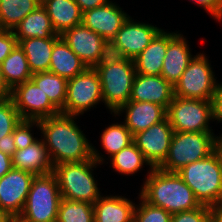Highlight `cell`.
<instances>
[{"label": "cell", "instance_id": "obj_3", "mask_svg": "<svg viewBox=\"0 0 222 222\" xmlns=\"http://www.w3.org/2000/svg\"><path fill=\"white\" fill-rule=\"evenodd\" d=\"M94 68L100 77L103 102L115 113L130 100L136 76L134 60L109 54Z\"/></svg>", "mask_w": 222, "mask_h": 222}, {"label": "cell", "instance_id": "obj_11", "mask_svg": "<svg viewBox=\"0 0 222 222\" xmlns=\"http://www.w3.org/2000/svg\"><path fill=\"white\" fill-rule=\"evenodd\" d=\"M162 29L143 22H134L129 16L109 43V53L134 60Z\"/></svg>", "mask_w": 222, "mask_h": 222}, {"label": "cell", "instance_id": "obj_34", "mask_svg": "<svg viewBox=\"0 0 222 222\" xmlns=\"http://www.w3.org/2000/svg\"><path fill=\"white\" fill-rule=\"evenodd\" d=\"M140 201L139 206H135L133 222H171V213L149 204L141 196Z\"/></svg>", "mask_w": 222, "mask_h": 222}, {"label": "cell", "instance_id": "obj_7", "mask_svg": "<svg viewBox=\"0 0 222 222\" xmlns=\"http://www.w3.org/2000/svg\"><path fill=\"white\" fill-rule=\"evenodd\" d=\"M214 151L213 132H174L167 157L158 167L166 172H178L184 166L202 160Z\"/></svg>", "mask_w": 222, "mask_h": 222}, {"label": "cell", "instance_id": "obj_36", "mask_svg": "<svg viewBox=\"0 0 222 222\" xmlns=\"http://www.w3.org/2000/svg\"><path fill=\"white\" fill-rule=\"evenodd\" d=\"M171 222H210L209 206L201 204L193 210L174 213Z\"/></svg>", "mask_w": 222, "mask_h": 222}, {"label": "cell", "instance_id": "obj_47", "mask_svg": "<svg viewBox=\"0 0 222 222\" xmlns=\"http://www.w3.org/2000/svg\"><path fill=\"white\" fill-rule=\"evenodd\" d=\"M8 222H22L18 218H11Z\"/></svg>", "mask_w": 222, "mask_h": 222}, {"label": "cell", "instance_id": "obj_40", "mask_svg": "<svg viewBox=\"0 0 222 222\" xmlns=\"http://www.w3.org/2000/svg\"><path fill=\"white\" fill-rule=\"evenodd\" d=\"M17 150L14 144L13 133L6 135L0 139V151L12 157Z\"/></svg>", "mask_w": 222, "mask_h": 222}, {"label": "cell", "instance_id": "obj_24", "mask_svg": "<svg viewBox=\"0 0 222 222\" xmlns=\"http://www.w3.org/2000/svg\"><path fill=\"white\" fill-rule=\"evenodd\" d=\"M50 58L49 72L67 80L81 74L88 68L62 37L54 43Z\"/></svg>", "mask_w": 222, "mask_h": 222}, {"label": "cell", "instance_id": "obj_17", "mask_svg": "<svg viewBox=\"0 0 222 222\" xmlns=\"http://www.w3.org/2000/svg\"><path fill=\"white\" fill-rule=\"evenodd\" d=\"M174 97V87L161 75L136 73L129 101L150 102L168 108Z\"/></svg>", "mask_w": 222, "mask_h": 222}, {"label": "cell", "instance_id": "obj_44", "mask_svg": "<svg viewBox=\"0 0 222 222\" xmlns=\"http://www.w3.org/2000/svg\"><path fill=\"white\" fill-rule=\"evenodd\" d=\"M12 89L6 83L0 67V98H10Z\"/></svg>", "mask_w": 222, "mask_h": 222}, {"label": "cell", "instance_id": "obj_1", "mask_svg": "<svg viewBox=\"0 0 222 222\" xmlns=\"http://www.w3.org/2000/svg\"><path fill=\"white\" fill-rule=\"evenodd\" d=\"M75 115L59 113L39 120V130L53 166L95 159L102 164L103 157L82 133L74 121Z\"/></svg>", "mask_w": 222, "mask_h": 222}, {"label": "cell", "instance_id": "obj_43", "mask_svg": "<svg viewBox=\"0 0 222 222\" xmlns=\"http://www.w3.org/2000/svg\"><path fill=\"white\" fill-rule=\"evenodd\" d=\"M210 222H222V201L210 205Z\"/></svg>", "mask_w": 222, "mask_h": 222}, {"label": "cell", "instance_id": "obj_33", "mask_svg": "<svg viewBox=\"0 0 222 222\" xmlns=\"http://www.w3.org/2000/svg\"><path fill=\"white\" fill-rule=\"evenodd\" d=\"M11 98H0V139L13 133L14 128L21 121Z\"/></svg>", "mask_w": 222, "mask_h": 222}, {"label": "cell", "instance_id": "obj_14", "mask_svg": "<svg viewBox=\"0 0 222 222\" xmlns=\"http://www.w3.org/2000/svg\"><path fill=\"white\" fill-rule=\"evenodd\" d=\"M34 176L12 168L0 179V210L10 218L22 213Z\"/></svg>", "mask_w": 222, "mask_h": 222}, {"label": "cell", "instance_id": "obj_23", "mask_svg": "<svg viewBox=\"0 0 222 222\" xmlns=\"http://www.w3.org/2000/svg\"><path fill=\"white\" fill-rule=\"evenodd\" d=\"M167 46L168 33L161 30L134 59L136 73L141 75H161Z\"/></svg>", "mask_w": 222, "mask_h": 222}, {"label": "cell", "instance_id": "obj_42", "mask_svg": "<svg viewBox=\"0 0 222 222\" xmlns=\"http://www.w3.org/2000/svg\"><path fill=\"white\" fill-rule=\"evenodd\" d=\"M12 168V157L0 151V179Z\"/></svg>", "mask_w": 222, "mask_h": 222}, {"label": "cell", "instance_id": "obj_15", "mask_svg": "<svg viewBox=\"0 0 222 222\" xmlns=\"http://www.w3.org/2000/svg\"><path fill=\"white\" fill-rule=\"evenodd\" d=\"M174 130L166 118L146 130L133 135V142L153 167H158L167 157Z\"/></svg>", "mask_w": 222, "mask_h": 222}, {"label": "cell", "instance_id": "obj_45", "mask_svg": "<svg viewBox=\"0 0 222 222\" xmlns=\"http://www.w3.org/2000/svg\"><path fill=\"white\" fill-rule=\"evenodd\" d=\"M215 151L219 154L222 159V134L221 137H215Z\"/></svg>", "mask_w": 222, "mask_h": 222}, {"label": "cell", "instance_id": "obj_2", "mask_svg": "<svg viewBox=\"0 0 222 222\" xmlns=\"http://www.w3.org/2000/svg\"><path fill=\"white\" fill-rule=\"evenodd\" d=\"M145 180L139 195L153 206L174 214L193 210L201 205L177 172H166L154 167Z\"/></svg>", "mask_w": 222, "mask_h": 222}, {"label": "cell", "instance_id": "obj_25", "mask_svg": "<svg viewBox=\"0 0 222 222\" xmlns=\"http://www.w3.org/2000/svg\"><path fill=\"white\" fill-rule=\"evenodd\" d=\"M60 37L61 36H52L50 38L34 37L18 42V45L26 55L32 74L49 71L53 46Z\"/></svg>", "mask_w": 222, "mask_h": 222}, {"label": "cell", "instance_id": "obj_29", "mask_svg": "<svg viewBox=\"0 0 222 222\" xmlns=\"http://www.w3.org/2000/svg\"><path fill=\"white\" fill-rule=\"evenodd\" d=\"M31 80L47 95L50 102L61 112L67 96L68 80L51 72L32 74Z\"/></svg>", "mask_w": 222, "mask_h": 222}, {"label": "cell", "instance_id": "obj_27", "mask_svg": "<svg viewBox=\"0 0 222 222\" xmlns=\"http://www.w3.org/2000/svg\"><path fill=\"white\" fill-rule=\"evenodd\" d=\"M4 79L13 89L16 85L31 80L32 73L24 51L17 45L0 64Z\"/></svg>", "mask_w": 222, "mask_h": 222}, {"label": "cell", "instance_id": "obj_20", "mask_svg": "<svg viewBox=\"0 0 222 222\" xmlns=\"http://www.w3.org/2000/svg\"><path fill=\"white\" fill-rule=\"evenodd\" d=\"M12 166L33 175L48 174L54 168L42 139H37L24 149L16 150L12 156Z\"/></svg>", "mask_w": 222, "mask_h": 222}, {"label": "cell", "instance_id": "obj_13", "mask_svg": "<svg viewBox=\"0 0 222 222\" xmlns=\"http://www.w3.org/2000/svg\"><path fill=\"white\" fill-rule=\"evenodd\" d=\"M10 98L22 120H40L60 113L32 80L16 85Z\"/></svg>", "mask_w": 222, "mask_h": 222}, {"label": "cell", "instance_id": "obj_4", "mask_svg": "<svg viewBox=\"0 0 222 222\" xmlns=\"http://www.w3.org/2000/svg\"><path fill=\"white\" fill-rule=\"evenodd\" d=\"M177 174L191 188L200 204L210 206L222 201V159L216 151L184 166Z\"/></svg>", "mask_w": 222, "mask_h": 222}, {"label": "cell", "instance_id": "obj_32", "mask_svg": "<svg viewBox=\"0 0 222 222\" xmlns=\"http://www.w3.org/2000/svg\"><path fill=\"white\" fill-rule=\"evenodd\" d=\"M133 142V135L125 124L114 123L103 131L101 143L103 149L111 157Z\"/></svg>", "mask_w": 222, "mask_h": 222}, {"label": "cell", "instance_id": "obj_19", "mask_svg": "<svg viewBox=\"0 0 222 222\" xmlns=\"http://www.w3.org/2000/svg\"><path fill=\"white\" fill-rule=\"evenodd\" d=\"M186 38L180 33L168 32V46L163 60L161 76L173 87L193 58Z\"/></svg>", "mask_w": 222, "mask_h": 222}, {"label": "cell", "instance_id": "obj_31", "mask_svg": "<svg viewBox=\"0 0 222 222\" xmlns=\"http://www.w3.org/2000/svg\"><path fill=\"white\" fill-rule=\"evenodd\" d=\"M56 222H94L93 204L62 198Z\"/></svg>", "mask_w": 222, "mask_h": 222}, {"label": "cell", "instance_id": "obj_5", "mask_svg": "<svg viewBox=\"0 0 222 222\" xmlns=\"http://www.w3.org/2000/svg\"><path fill=\"white\" fill-rule=\"evenodd\" d=\"M98 164L95 159H90L54 166L53 173L62 198L94 204L101 197L92 174Z\"/></svg>", "mask_w": 222, "mask_h": 222}, {"label": "cell", "instance_id": "obj_8", "mask_svg": "<svg viewBox=\"0 0 222 222\" xmlns=\"http://www.w3.org/2000/svg\"><path fill=\"white\" fill-rule=\"evenodd\" d=\"M214 72L206 55L194 56L180 80L174 86V96L183 99L211 100L220 84L216 82Z\"/></svg>", "mask_w": 222, "mask_h": 222}, {"label": "cell", "instance_id": "obj_16", "mask_svg": "<svg viewBox=\"0 0 222 222\" xmlns=\"http://www.w3.org/2000/svg\"><path fill=\"white\" fill-rule=\"evenodd\" d=\"M128 17L115 2L109 1L103 6L83 12L82 24L110 43Z\"/></svg>", "mask_w": 222, "mask_h": 222}, {"label": "cell", "instance_id": "obj_39", "mask_svg": "<svg viewBox=\"0 0 222 222\" xmlns=\"http://www.w3.org/2000/svg\"><path fill=\"white\" fill-rule=\"evenodd\" d=\"M212 111H213V121L214 119L221 122L222 121V83L218 86L217 91L212 98Z\"/></svg>", "mask_w": 222, "mask_h": 222}, {"label": "cell", "instance_id": "obj_10", "mask_svg": "<svg viewBox=\"0 0 222 222\" xmlns=\"http://www.w3.org/2000/svg\"><path fill=\"white\" fill-rule=\"evenodd\" d=\"M100 101H103V97L99 74L95 68L88 67L68 80L66 101L61 113L77 117Z\"/></svg>", "mask_w": 222, "mask_h": 222}, {"label": "cell", "instance_id": "obj_12", "mask_svg": "<svg viewBox=\"0 0 222 222\" xmlns=\"http://www.w3.org/2000/svg\"><path fill=\"white\" fill-rule=\"evenodd\" d=\"M61 37L87 67L94 68L110 54L109 43L83 24L65 31Z\"/></svg>", "mask_w": 222, "mask_h": 222}, {"label": "cell", "instance_id": "obj_21", "mask_svg": "<svg viewBox=\"0 0 222 222\" xmlns=\"http://www.w3.org/2000/svg\"><path fill=\"white\" fill-rule=\"evenodd\" d=\"M135 206L122 196H101L93 204L94 222H133Z\"/></svg>", "mask_w": 222, "mask_h": 222}, {"label": "cell", "instance_id": "obj_41", "mask_svg": "<svg viewBox=\"0 0 222 222\" xmlns=\"http://www.w3.org/2000/svg\"><path fill=\"white\" fill-rule=\"evenodd\" d=\"M110 0H75L82 13L108 3Z\"/></svg>", "mask_w": 222, "mask_h": 222}, {"label": "cell", "instance_id": "obj_37", "mask_svg": "<svg viewBox=\"0 0 222 222\" xmlns=\"http://www.w3.org/2000/svg\"><path fill=\"white\" fill-rule=\"evenodd\" d=\"M18 45L12 30L0 29V64Z\"/></svg>", "mask_w": 222, "mask_h": 222}, {"label": "cell", "instance_id": "obj_46", "mask_svg": "<svg viewBox=\"0 0 222 222\" xmlns=\"http://www.w3.org/2000/svg\"><path fill=\"white\" fill-rule=\"evenodd\" d=\"M11 218L4 212L0 210V222H8Z\"/></svg>", "mask_w": 222, "mask_h": 222}, {"label": "cell", "instance_id": "obj_18", "mask_svg": "<svg viewBox=\"0 0 222 222\" xmlns=\"http://www.w3.org/2000/svg\"><path fill=\"white\" fill-rule=\"evenodd\" d=\"M124 110L126 113L124 124L131 131L132 135L146 130L167 118V109L165 107L146 101H128L114 115L119 116Z\"/></svg>", "mask_w": 222, "mask_h": 222}, {"label": "cell", "instance_id": "obj_30", "mask_svg": "<svg viewBox=\"0 0 222 222\" xmlns=\"http://www.w3.org/2000/svg\"><path fill=\"white\" fill-rule=\"evenodd\" d=\"M110 160L112 168L125 175L135 174L142 168L144 163L149 165L150 169L154 168L134 142L124 147L120 152L115 153L110 157Z\"/></svg>", "mask_w": 222, "mask_h": 222}, {"label": "cell", "instance_id": "obj_38", "mask_svg": "<svg viewBox=\"0 0 222 222\" xmlns=\"http://www.w3.org/2000/svg\"><path fill=\"white\" fill-rule=\"evenodd\" d=\"M199 6L203 7L205 11L217 21H222V0H192Z\"/></svg>", "mask_w": 222, "mask_h": 222}, {"label": "cell", "instance_id": "obj_28", "mask_svg": "<svg viewBox=\"0 0 222 222\" xmlns=\"http://www.w3.org/2000/svg\"><path fill=\"white\" fill-rule=\"evenodd\" d=\"M41 4V0H0V29L13 31Z\"/></svg>", "mask_w": 222, "mask_h": 222}, {"label": "cell", "instance_id": "obj_35", "mask_svg": "<svg viewBox=\"0 0 222 222\" xmlns=\"http://www.w3.org/2000/svg\"><path fill=\"white\" fill-rule=\"evenodd\" d=\"M39 126V120H21L13 130L14 144L17 150L24 149L37 139L32 135V126Z\"/></svg>", "mask_w": 222, "mask_h": 222}, {"label": "cell", "instance_id": "obj_26", "mask_svg": "<svg viewBox=\"0 0 222 222\" xmlns=\"http://www.w3.org/2000/svg\"><path fill=\"white\" fill-rule=\"evenodd\" d=\"M19 42L28 38H50L56 34L45 7L41 4L29 13L13 30Z\"/></svg>", "mask_w": 222, "mask_h": 222}, {"label": "cell", "instance_id": "obj_22", "mask_svg": "<svg viewBox=\"0 0 222 222\" xmlns=\"http://www.w3.org/2000/svg\"><path fill=\"white\" fill-rule=\"evenodd\" d=\"M54 31L62 35L65 31L82 24V11L75 0H42Z\"/></svg>", "mask_w": 222, "mask_h": 222}, {"label": "cell", "instance_id": "obj_6", "mask_svg": "<svg viewBox=\"0 0 222 222\" xmlns=\"http://www.w3.org/2000/svg\"><path fill=\"white\" fill-rule=\"evenodd\" d=\"M61 200L62 196L53 172L35 175L18 219L22 222H56Z\"/></svg>", "mask_w": 222, "mask_h": 222}, {"label": "cell", "instance_id": "obj_9", "mask_svg": "<svg viewBox=\"0 0 222 222\" xmlns=\"http://www.w3.org/2000/svg\"><path fill=\"white\" fill-rule=\"evenodd\" d=\"M167 119L174 132H212V101L174 96L167 108Z\"/></svg>", "mask_w": 222, "mask_h": 222}]
</instances>
